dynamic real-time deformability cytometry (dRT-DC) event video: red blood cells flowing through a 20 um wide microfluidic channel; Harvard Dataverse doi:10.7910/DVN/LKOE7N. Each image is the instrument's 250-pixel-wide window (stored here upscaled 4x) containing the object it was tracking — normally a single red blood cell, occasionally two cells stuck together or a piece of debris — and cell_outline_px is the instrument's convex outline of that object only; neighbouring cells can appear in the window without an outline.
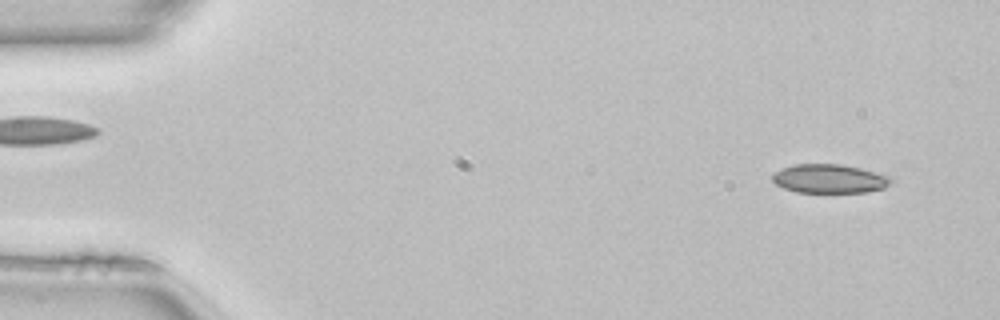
{"species": "common noctule bat (a hibernating species)", "species_latin": "Nyctalus noctula", "temperature_condition": "room temperature", "stored_images_in_passage": 49, "camera_frame_rate_fps": 3000, "um_per_image_px": 0.085, "animal": {"sex": "female", "body_mass_g": 22.7, "forearm_length_mm": 54.2}, "frame": {"image": 1, "passage_image": 3, "time_ms": 0.667, "image_size_px": [1000, 320], "cell_outline_px": [[892, 180], [884, 188], [868, 192], [796, 192], [784, 188], [776, 184], [772, 180], [772, 176], [780, 168], [796, 164], [840, 164], [860, 168], [888, 176]], "centroid_in_image_um": [70.47, 15.19], "position_along_channel_um": 14.5, "area_um2": 19.77}}
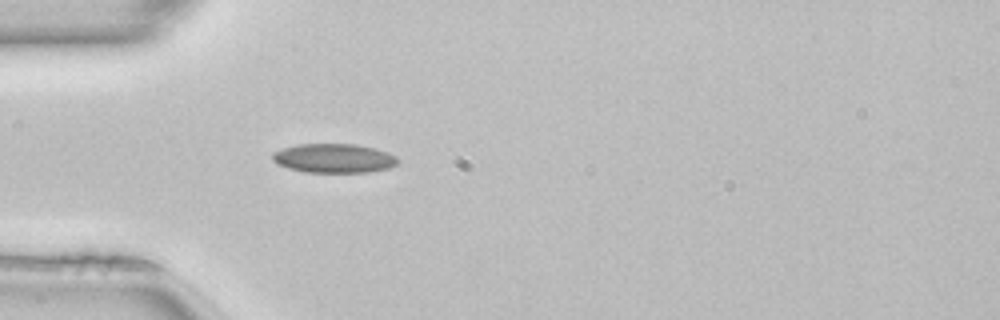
{"frame": {"image": 2, "passage_image": 14, "time_ms": 4.333, "image_size_px": [1000, 320], "cell_outline_px": [[400, 160], [396, 164], [388, 168], [368, 172], [304, 172], [288, 168], [276, 164], [272, 160], [272, 152], [296, 144], [356, 144], [376, 148], [388, 152], [396, 156]], "centroid_in_image_um": [28.37, 13.45], "position_along_channel_um": 56.6, "area_um2": 21.44}}
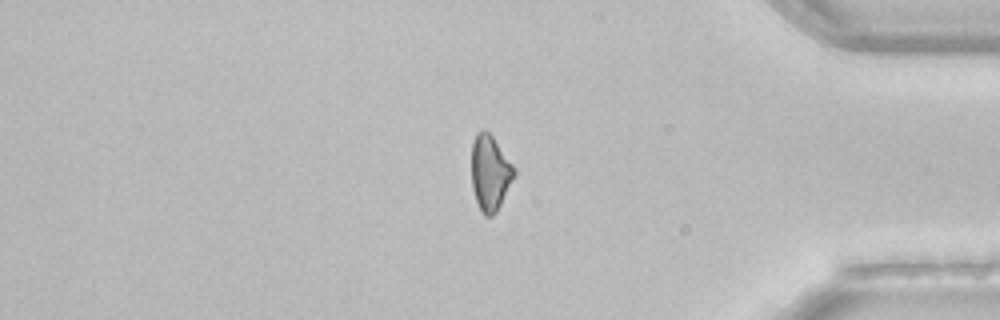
{"frame": {"image": 3, "passage_image": 41, "time_ms": 13.333, "image_size_px": [1000, 320], "cell_outline_px": [[516, 176], [496, 212], [492, 216], [484, 216], [476, 200], [472, 188], [472, 144], [476, 132], [488, 132], [492, 136], [516, 168]], "centroid_in_image_um": [41.68, 14.71], "position_along_channel_um": 393.5, "area_um2": 18.67}, "authors_computed_cell_mechanics": {"area_um2": 20.1144, "velocity_mm_per_s": 4.1035, "shape_relaxation_time_tau1_ms": null, "shape_relaxation_time_tau2_ms": 9.8961, "deformation_change_tau1": null, "deformation_change_tau2": 0.1559}}